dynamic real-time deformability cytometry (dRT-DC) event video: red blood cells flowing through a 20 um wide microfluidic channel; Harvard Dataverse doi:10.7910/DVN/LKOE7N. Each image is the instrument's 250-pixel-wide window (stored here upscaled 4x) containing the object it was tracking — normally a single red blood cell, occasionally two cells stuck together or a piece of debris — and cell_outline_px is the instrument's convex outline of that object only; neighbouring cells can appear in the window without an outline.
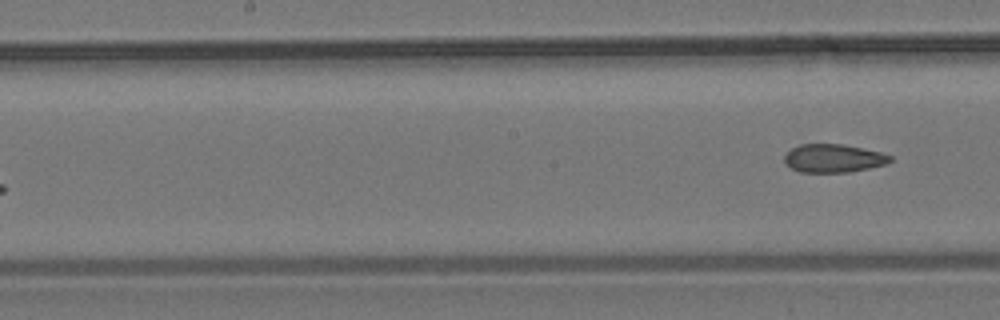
{"species": "common noctule bat (a hibernating species)", "species_latin": "Nyctalus noctula", "temperature_condition": "room temperature", "stored_images_in_passage": 11, "segment_of_instrument_passage": [2, 2], "camera_frame_rate_fps": 3000, "um_per_image_px": 0.085, "animal": {"sex": "male", "body_mass_g": 19.2, "forearm_length_mm": 51.8}, "frame": {"image": 1, "passage_image": 11, "time_ms": 12.667, "image_size_px": [1000, 320], "cell_outline_px": [[892, 160], [884, 164], [868, 168], [848, 172], [800, 172], [792, 168], [784, 160], [784, 156], [792, 148], [800, 144], [844, 144], [864, 148], [880, 152], [892, 156]], "centroid_in_image_um": [70.85, 13.44], "position_along_channel_um": 177.4, "area_um2": 17.28}}